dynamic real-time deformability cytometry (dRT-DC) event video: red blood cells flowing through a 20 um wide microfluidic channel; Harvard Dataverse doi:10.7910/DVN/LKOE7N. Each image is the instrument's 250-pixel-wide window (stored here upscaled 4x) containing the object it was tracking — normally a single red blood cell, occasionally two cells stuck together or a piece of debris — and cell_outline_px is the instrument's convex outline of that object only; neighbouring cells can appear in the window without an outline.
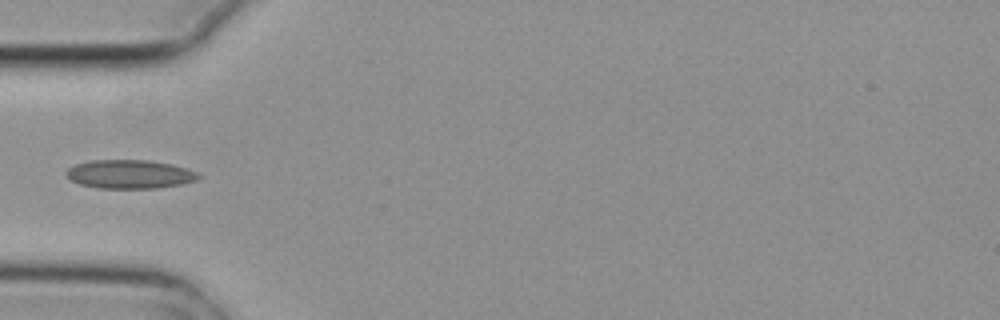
{"species": "common noctule bat (a hibernating species)", "species_latin": "Nyctalus noctula", "temperature_condition": "cold", "stored_images_in_passage": 4, "camera_frame_rate_fps": 3000, "um_per_image_px": 0.085, "animal": {"sex": "female", "body_mass_g": 29.2, "forearm_length_mm": 56.3}, "frame": {"image": 1, "passage_image": 3, "time_ms": 0.667, "image_size_px": [1000, 320], "cell_outline_px": [[200, 176], [196, 180], [184, 184], [156, 188], [96, 188], [80, 184], [72, 180], [64, 172], [68, 168], [76, 164], [92, 160], [148, 160], [172, 164], [188, 168], [196, 172]], "centroid_in_image_um": [11.04, 14.8], "position_along_channel_um": 74.0, "area_um2": 22.14}}
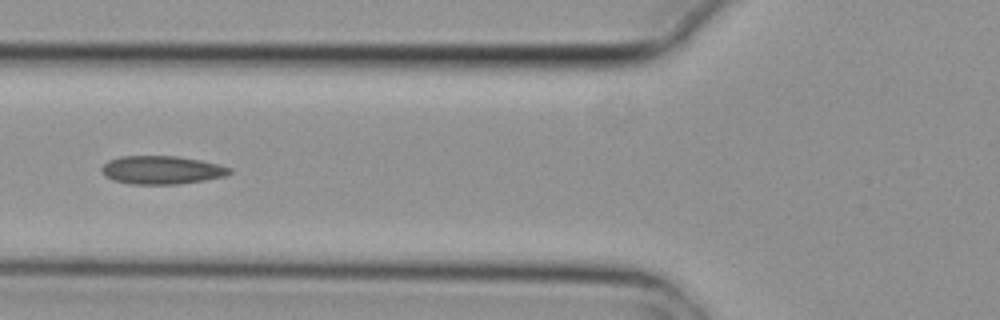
{"frame": {"image": 2, "passage_image": 4, "time_ms": 1.0, "image_size_px": [1000, 320], "cell_outline_px": [[232, 172], [224, 176], [204, 180], [176, 184], [132, 184], [112, 180], [104, 176], [100, 172], [100, 168], [108, 160], [120, 156], [176, 156], [200, 160], [232, 168]], "centroid_in_image_um": [13.68, 14.45], "position_along_channel_um": 112.1, "area_um2": 21.1}}